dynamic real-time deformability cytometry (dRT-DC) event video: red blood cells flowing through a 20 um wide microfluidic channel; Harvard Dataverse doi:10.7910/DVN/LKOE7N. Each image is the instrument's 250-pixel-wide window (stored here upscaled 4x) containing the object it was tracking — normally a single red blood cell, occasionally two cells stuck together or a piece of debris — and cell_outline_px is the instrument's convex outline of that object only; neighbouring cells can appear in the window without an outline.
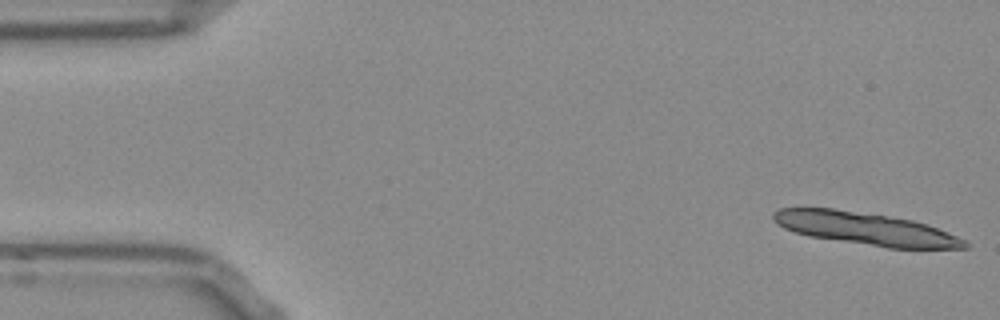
{"species": "Egyptian fruit bat (a non-hibernating species)", "species_latin": "Rousettus aegyptiacus", "temperature_condition": "room temperature", "stored_images_in_passage": 12, "camera_frame_rate_fps": 3000, "um_per_image_px": 0.085, "frame": {"image": 1, "passage_image": 1, "time_ms": 0.0, "image_size_px": [1000, 320], "cell_outline_px": [[968, 248], [888, 248], [808, 236], [784, 228], [776, 224], [772, 220], [772, 212], [780, 208], [832, 208], [912, 220], [936, 228], [956, 236], [964, 240], [968, 244]], "centroid_in_image_um": [73.49, 19.44], "position_along_channel_um": 11.5, "area_um2": 35.84}}